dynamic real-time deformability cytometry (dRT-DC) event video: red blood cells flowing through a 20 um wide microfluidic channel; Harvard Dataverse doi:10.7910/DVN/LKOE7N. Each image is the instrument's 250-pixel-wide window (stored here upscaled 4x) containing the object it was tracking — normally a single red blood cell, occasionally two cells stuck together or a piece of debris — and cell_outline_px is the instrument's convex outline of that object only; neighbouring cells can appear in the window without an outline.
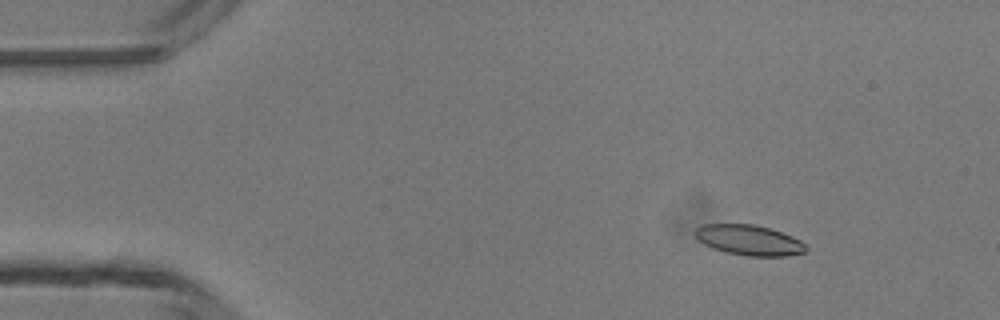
{"species": "common noctule bat (a hibernating species)", "species_latin": "Nyctalus noctula", "temperature_condition": "room temperature", "stored_images_in_passage": 4, "camera_frame_rate_fps": 3000, "um_per_image_px": 0.085, "animal": {"sex": "male", "body_mass_g": 13.3}, "frame": {"image": 1, "passage_image": 2, "time_ms": 1.0, "image_size_px": [1000, 320], "cell_outline_px": [[808, 248], [804, 252], [788, 256], [748, 256], [728, 252], [712, 248], [704, 244], [692, 232], [696, 228], [704, 224], [752, 224], [768, 228], [792, 236], [800, 240]], "centroid_in_image_um": [63.66, 20.41], "position_along_channel_um": 21.3, "area_um2": 19.42}}
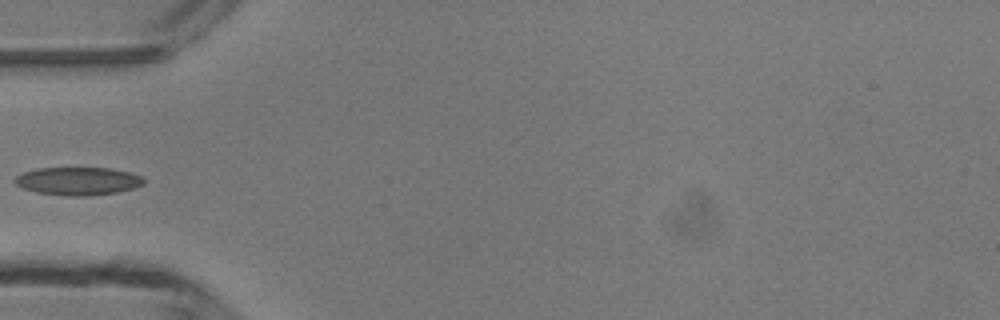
{"frame": {"image": 2, "passage_image": 4, "time_ms": 4.333, "image_size_px": [1000, 320], "cell_outline_px": [[144, 184], [136, 188], [116, 192], [88, 196], [68, 196], [36, 192], [24, 188], [16, 184], [12, 180], [16, 176], [24, 172], [40, 168], [112, 168], [128, 172], [140, 176], [144, 180]], "centroid_in_image_um": [6.63, 15.39], "position_along_channel_um": 78.4, "area_um2": 20.98}}